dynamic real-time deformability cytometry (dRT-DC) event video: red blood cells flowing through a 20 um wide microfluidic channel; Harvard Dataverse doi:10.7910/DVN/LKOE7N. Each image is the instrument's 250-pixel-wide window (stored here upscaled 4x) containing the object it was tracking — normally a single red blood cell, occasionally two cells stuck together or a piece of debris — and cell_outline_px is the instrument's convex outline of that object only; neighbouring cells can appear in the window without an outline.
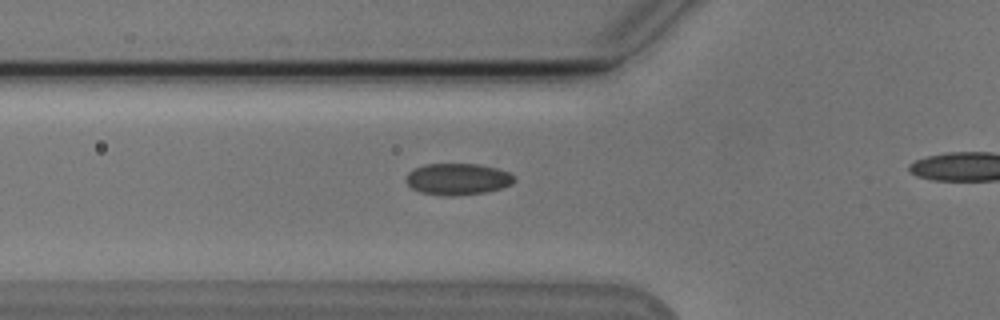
{"species": "Egyptian fruit bat (a non-hibernating species)", "species_latin": "Rousettus aegyptiacus", "temperature_condition": "cold", "stored_images_in_passage": 29, "camera_frame_rate_fps": 3000, "um_per_image_px": 0.085, "animal": {"sex": "male"}, "frame": {"image": 1, "passage_image": 4, "time_ms": 1.0, "image_size_px": [1000, 320], "cell_outline_px": [[516, 180], [512, 184], [500, 188], [484, 192], [452, 196], [444, 196], [420, 192], [412, 188], [404, 180], [408, 172], [424, 164], [480, 164], [496, 168], [508, 172]], "centroid_in_image_um": [38.87, 15.22], "position_along_channel_um": 86.9, "area_um2": 19.83}}
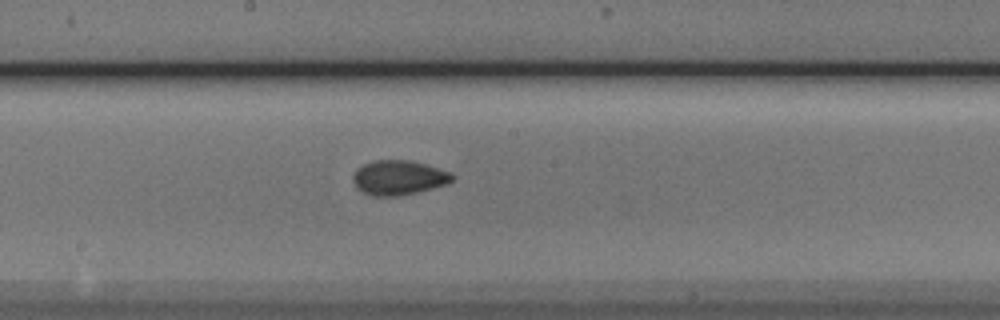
{"frame": {"image": 2, "passage_image": 14, "time_ms": 4.333, "image_size_px": [1000, 320], "cell_outline_px": [[456, 176], [448, 184], [416, 192], [396, 196], [372, 196], [360, 192], [356, 188], [352, 180], [352, 176], [356, 168], [372, 160], [408, 160], [424, 164], [448, 172]], "centroid_in_image_um": [33.82, 15.11], "position_along_channel_um": 214.4, "area_um2": 20.06}}
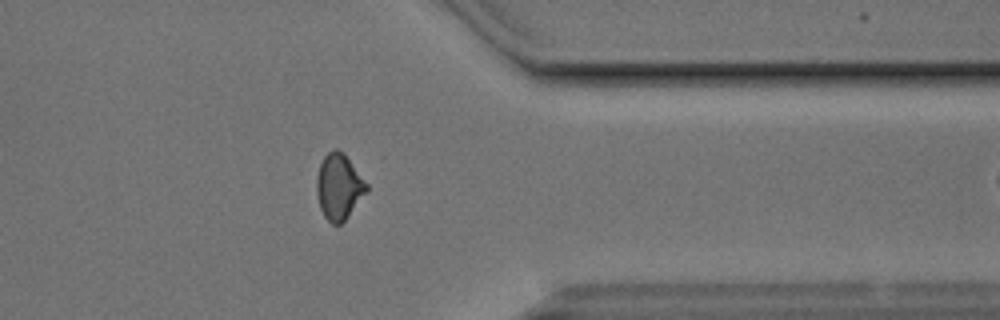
{"frame": {"image": 3, "passage_image": 28, "time_ms": 9.0, "image_size_px": [1000, 320], "cell_outline_px": [[368, 188], [348, 216], [340, 224], [332, 224], [324, 216], [320, 208], [316, 192], [316, 176], [320, 164], [324, 156], [332, 148], [336, 148], [344, 152], [368, 184]], "centroid_in_image_um": [28.78, 15.83], "position_along_channel_um": 382.6, "area_um2": 19.07}}